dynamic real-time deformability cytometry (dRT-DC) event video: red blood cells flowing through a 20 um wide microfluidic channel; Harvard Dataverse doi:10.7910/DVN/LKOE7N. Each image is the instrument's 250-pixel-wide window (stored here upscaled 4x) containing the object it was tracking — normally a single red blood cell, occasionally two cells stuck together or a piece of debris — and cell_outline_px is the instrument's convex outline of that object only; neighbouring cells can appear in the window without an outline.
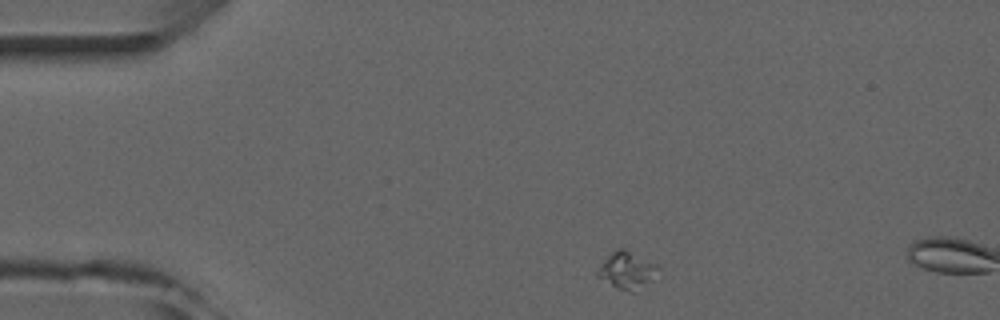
{"species": "common noctule bat (a hibernating species)", "species_latin": "Nyctalus noctula", "temperature_condition": "room temperature", "stored_images_in_passage": 2, "camera_frame_rate_fps": 3000, "um_per_image_px": 0.085, "animal": {"sex": "male", "forearm_length_mm": 52.5}, "frame": {"image": 1, "passage_image": 1, "time_ms": 0.0, "image_size_px": [1000, 320], "cell_outline_px": [[660, 268], [652, 280], [632, 292], [628, 292], [596, 276], [596, 272], [600, 264], [616, 248], [624, 248], [656, 264]], "centroid_in_image_um": [53.28, 22.95], "position_along_channel_um": 31.7, "area_um2": 12.72}}